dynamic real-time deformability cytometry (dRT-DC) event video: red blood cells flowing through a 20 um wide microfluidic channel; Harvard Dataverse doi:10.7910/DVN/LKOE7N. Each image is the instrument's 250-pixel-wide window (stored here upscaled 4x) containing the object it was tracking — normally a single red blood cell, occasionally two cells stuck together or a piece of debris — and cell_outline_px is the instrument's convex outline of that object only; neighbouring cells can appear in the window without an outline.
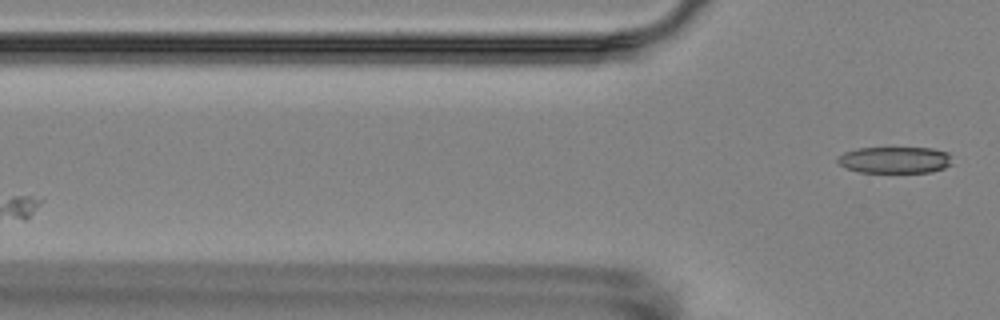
{"species": "Egyptian fruit bat (a non-hibernating species)", "species_latin": "Rousettus aegyptiacus", "temperature_condition": "room temperature", "stored_images_in_passage": 5, "camera_frame_rate_fps": 3000, "um_per_image_px": 0.085, "animal": {"sex": "female"}, "frame": {"image": 1, "passage_image": 5, "time_ms": 4.667, "image_size_px": [1000, 320], "cell_outline_px": [[952, 164], [944, 168], [932, 172], [860, 172], [844, 168], [836, 164], [836, 156], [844, 152], [856, 148], [932, 148], [948, 152]], "centroid_in_image_um": [76.0, 13.59], "position_along_channel_um": 49.8, "area_um2": 17.98}}